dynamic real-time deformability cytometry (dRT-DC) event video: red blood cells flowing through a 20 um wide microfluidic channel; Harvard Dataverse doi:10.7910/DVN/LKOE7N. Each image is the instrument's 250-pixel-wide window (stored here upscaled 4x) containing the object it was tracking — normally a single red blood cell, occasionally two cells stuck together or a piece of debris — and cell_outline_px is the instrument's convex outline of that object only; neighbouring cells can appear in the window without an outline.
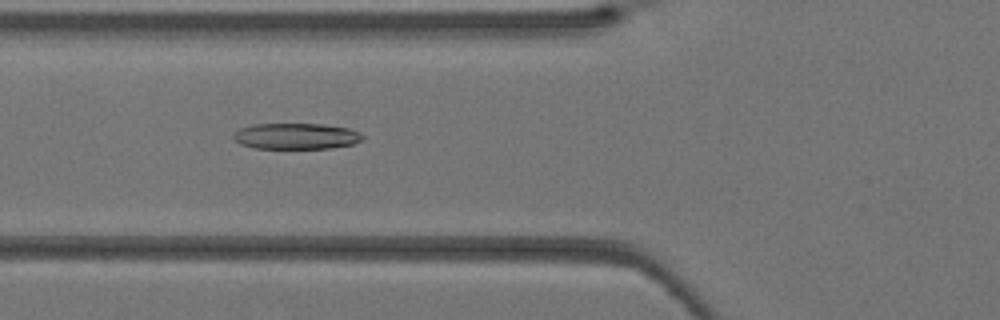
{"species": "Egyptian fruit bat (a non-hibernating species)", "species_latin": "Rousettus aegyptiacus", "temperature_condition": "warm", "stored_images_in_passage": 40, "camera_frame_rate_fps": 3000, "um_per_image_px": 0.085, "animal": {"sex": "female"}, "frame": {"image": 1, "passage_image": 15, "time_ms": 4.667, "image_size_px": [1000, 320], "cell_outline_px": [[364, 136], [360, 140], [352, 144], [328, 148], [256, 148], [240, 144], [232, 140], [232, 136], [240, 128], [252, 124], [324, 124], [348, 128], [360, 132]], "centroid_in_image_um": [25.13, 11.57], "position_along_channel_um": 100.7, "area_um2": 19.54}}
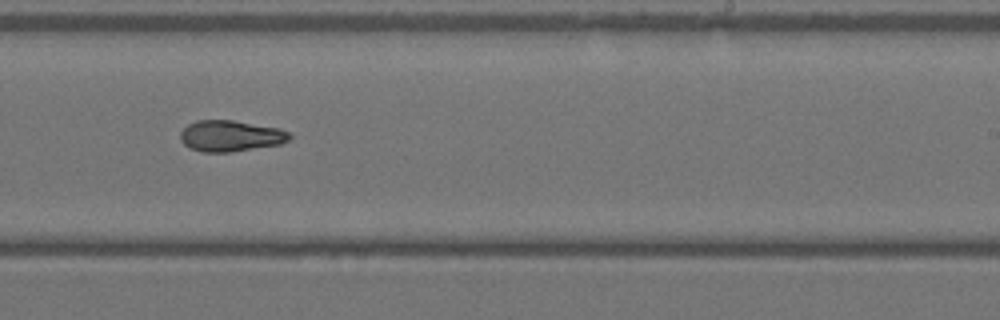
{"frame": {"image": 2, "passage_image": 25, "time_ms": 8.0, "image_size_px": [1000, 320], "cell_outline_px": [[292, 136], [288, 140], [280, 144], [232, 152], [200, 152], [188, 148], [180, 140], [180, 132], [188, 124], [196, 120], [232, 120], [280, 128], [288, 132]], "centroid_in_image_um": [19.57, 11.56], "position_along_channel_um": 269.4, "area_um2": 19.94}}
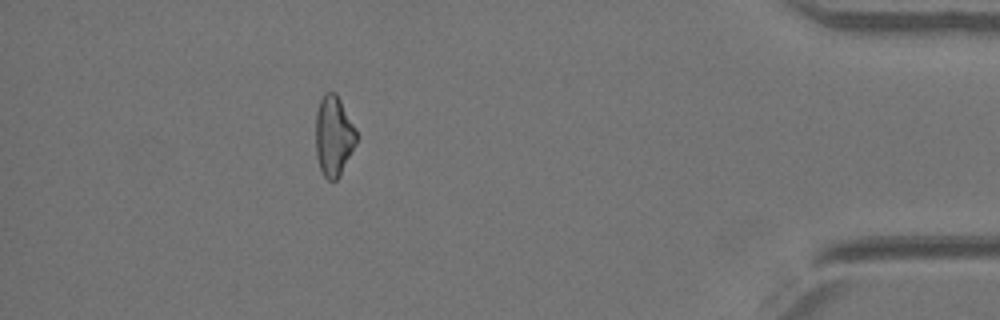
{"frame": {"image": 3, "passage_image": 36, "time_ms": 11.667, "image_size_px": [1000, 320], "cell_outline_px": [[356, 144], [340, 176], [336, 180], [328, 180], [324, 176], [320, 168], [316, 156], [316, 112], [320, 100], [324, 92], [336, 92], [356, 128]], "centroid_in_image_um": [28.36, 11.55], "position_along_channel_um": 406.8, "area_um2": 19.13}}